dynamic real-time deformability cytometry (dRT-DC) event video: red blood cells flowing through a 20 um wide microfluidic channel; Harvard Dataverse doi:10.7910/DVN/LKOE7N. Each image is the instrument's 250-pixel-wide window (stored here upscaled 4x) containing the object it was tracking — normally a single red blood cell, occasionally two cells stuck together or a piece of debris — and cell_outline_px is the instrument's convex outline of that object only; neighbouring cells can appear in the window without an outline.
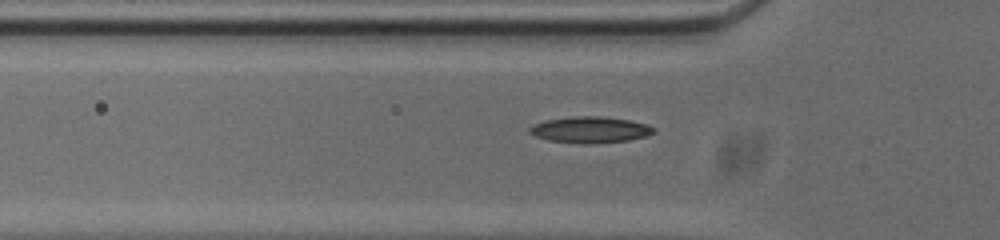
{"species": "common noctule bat (a hibernating species)", "species_latin": "Nyctalus noctula", "temperature_condition": "cold", "stored_images_in_passage": 36, "camera_frame_rate_fps": 3000, "um_per_image_px": 0.085, "animal": {"sex": "male", "body_mass_g": 20.0, "forearm_length_mm": 53.3}, "frame": {"image": 1, "passage_image": 3, "time_ms": 0.667, "image_size_px": [1000, 240], "cell_outline_px": [[656, 132], [644, 136], [628, 140], [588, 144], [580, 144], [548, 140], [536, 136], [528, 132], [528, 128], [532, 124], [544, 120], [576, 116], [600, 116], [628, 120], [648, 124], [656, 128]], "centroid_in_image_um": [50.14, 11.03], "position_along_channel_um": 75.7, "area_um2": 19.07}}
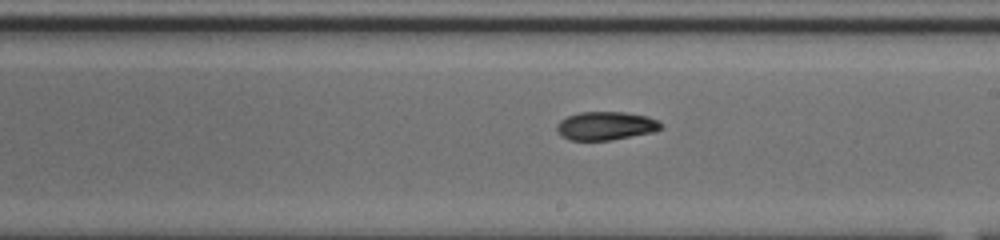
{"frame": {"image": 2, "passage_image": 16, "time_ms": 5.0, "image_size_px": [1000, 240], "cell_outline_px": [[664, 128], [656, 132], [608, 140], [568, 140], [560, 136], [556, 128], [556, 124], [560, 120], [568, 116], [580, 112], [624, 112], [648, 116], [664, 124]], "centroid_in_image_um": [51.51, 10.7], "position_along_channel_um": 237.5, "area_um2": 17.46}}
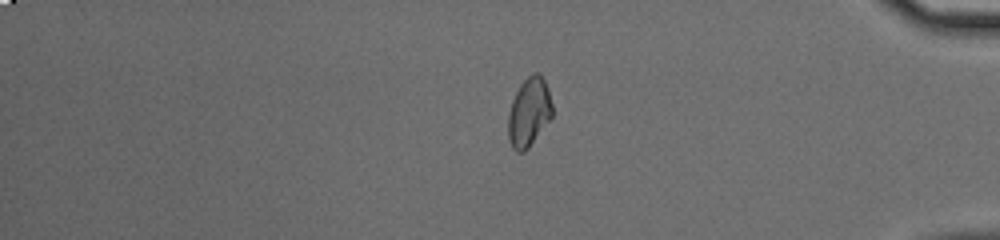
{"frame": {"image": 3, "passage_image": 31, "time_ms": 10.0, "image_size_px": [1000, 240], "cell_outline_px": [[552, 116], [528, 148], [524, 152], [516, 152], [512, 148], [508, 136], [508, 112], [512, 100], [520, 84], [532, 72], [540, 72], [548, 88], [552, 104]], "centroid_in_image_um": [44.95, 9.52], "position_along_channel_um": 390.2, "area_um2": 17.74}, "authors_computed_cell_mechanics": {"area_um2": 17.4845, "velocity_mm_per_s": 3.7241, "shape_relaxation_time_tau1_ms": null, "shape_relaxation_time_tau2_ms": 5.8276, "deformation_change_tau1": null, "deformation_change_tau2": 0.1123}}